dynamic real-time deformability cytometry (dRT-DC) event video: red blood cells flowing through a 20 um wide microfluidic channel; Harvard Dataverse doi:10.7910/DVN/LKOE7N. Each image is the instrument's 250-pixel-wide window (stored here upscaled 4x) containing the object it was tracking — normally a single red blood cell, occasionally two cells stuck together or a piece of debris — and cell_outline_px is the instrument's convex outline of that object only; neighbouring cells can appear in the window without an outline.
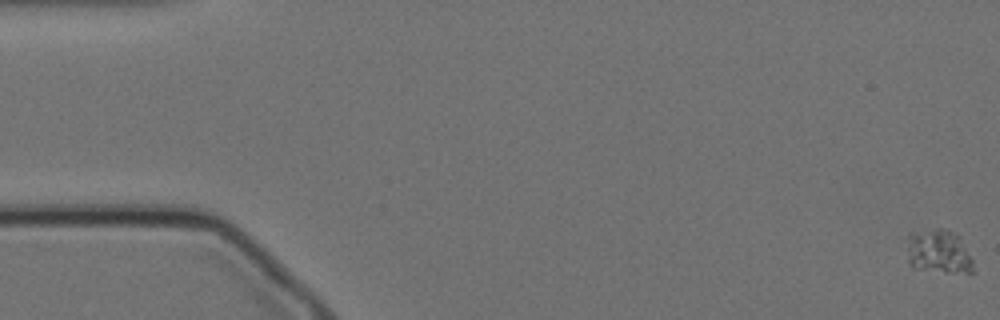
{"species": "Egyptian fruit bat (a non-hibernating species)", "species_latin": "Rousettus aegyptiacus", "temperature_condition": "cold", "stored_images_in_passage": 61, "camera_frame_rate_fps": 3000, "um_per_image_px": 0.085, "animal": {"sex": "female"}, "frame": {"image": 1, "passage_image": 1, "time_ms": 0.0, "image_size_px": [1000, 320], "cell_outline_px": [[976, 272], [944, 272], [912, 268], [908, 260], [908, 232], [936, 228], [944, 228], [956, 232], [960, 236], [972, 260]], "centroid_in_image_um": [79.79, 21.36], "position_along_channel_um": 5.2, "area_um2": 17.34}}
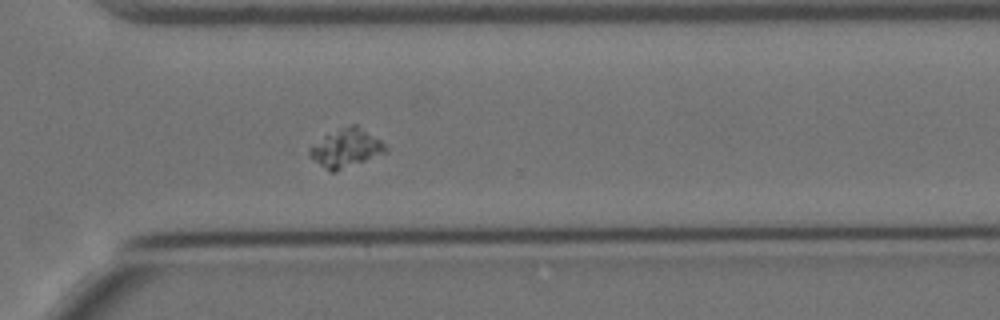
{"frame": {"image": 2, "passage_image": 43, "time_ms": 14.0, "image_size_px": [1000, 320], "cell_outline_px": [[388, 148], [384, 152], [336, 172], [332, 172], [320, 164], [308, 152], [308, 148], [324, 136], [352, 124], [356, 124], [380, 140]], "centroid_in_image_um": [29.41, 12.58], "position_along_channel_um": 341.2, "area_um2": 16.24}}
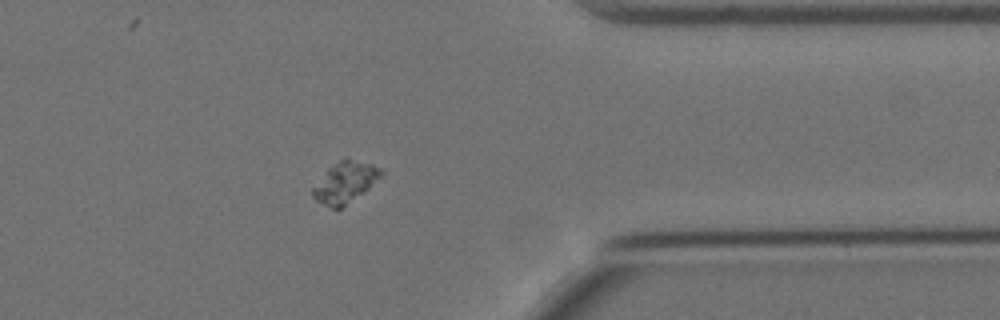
{"frame": {"image": 3, "passage_image": 48, "time_ms": 15.667, "image_size_px": [1000, 320], "cell_outline_px": [[384, 172], [364, 192], [340, 208], [332, 208], [316, 200], [312, 196], [312, 188], [328, 168], [332, 164], [340, 160], [348, 160], [372, 164]], "centroid_in_image_um": [29.3, 15.51], "position_along_channel_um": 382.1, "area_um2": 15.66}}